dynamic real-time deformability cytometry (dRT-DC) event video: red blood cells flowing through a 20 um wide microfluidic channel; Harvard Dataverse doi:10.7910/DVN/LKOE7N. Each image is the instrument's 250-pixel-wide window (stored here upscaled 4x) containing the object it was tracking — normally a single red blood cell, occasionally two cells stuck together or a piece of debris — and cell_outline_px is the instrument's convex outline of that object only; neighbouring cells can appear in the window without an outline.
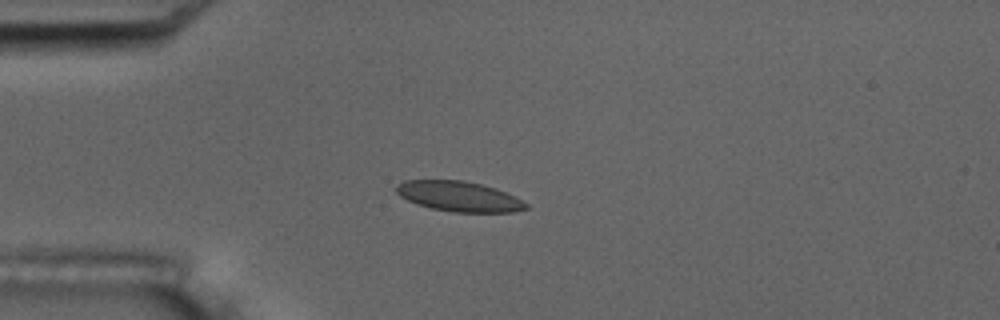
{"species": "common noctule bat (a hibernating species)", "species_latin": "Nyctalus noctula", "temperature_condition": "room temperature", "stored_images_in_passage": 7, "camera_frame_rate_fps": 3000, "um_per_image_px": 0.085, "animal": {"sex": "male", "body_mass_g": 17.5, "forearm_length_mm": 52.3}, "frame": {"image": 1, "passage_image": 3, "time_ms": 3.333, "image_size_px": [1000, 320], "cell_outline_px": [[528, 208], [512, 212], [452, 212], [432, 208], [416, 204], [400, 196], [396, 192], [396, 184], [404, 180], [464, 180], [496, 188], [528, 204]], "centroid_in_image_um": [38.97, 16.69], "position_along_channel_um": 46.0, "area_um2": 22.66}}
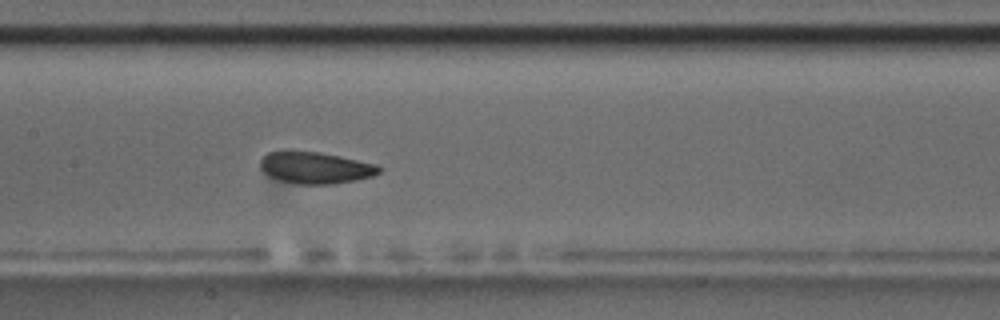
{"frame": {"image": 2, "passage_image": 7, "time_ms": 7.667, "image_size_px": [1000, 320], "cell_outline_px": [[380, 172], [372, 176], [356, 180], [332, 184], [296, 184], [280, 180], [268, 176], [260, 168], [260, 160], [268, 152], [284, 148], [292, 148], [320, 152], [376, 164], [380, 168]], "centroid_in_image_um": [26.72, 14.22], "position_along_channel_um": 180.7, "area_um2": 22.48}}